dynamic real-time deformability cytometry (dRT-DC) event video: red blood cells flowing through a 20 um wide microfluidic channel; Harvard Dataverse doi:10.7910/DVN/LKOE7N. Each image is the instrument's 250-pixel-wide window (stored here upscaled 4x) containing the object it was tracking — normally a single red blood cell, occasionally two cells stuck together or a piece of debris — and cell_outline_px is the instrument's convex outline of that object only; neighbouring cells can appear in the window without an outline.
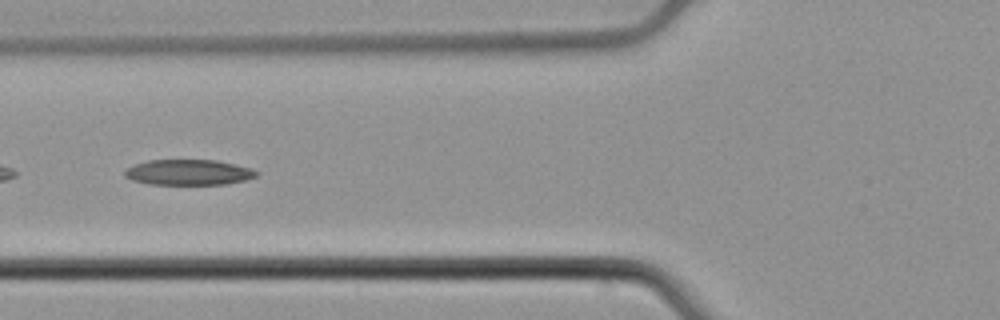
{"species": "common noctule bat (a hibernating species)", "species_latin": "Nyctalus noctula", "temperature_condition": "cold", "stored_images_in_passage": 4, "camera_frame_rate_fps": 3000, "um_per_image_px": 0.085, "animal": {"sex": "male", "body_mass_g": 21.5, "forearm_length_mm": 52.0}, "frame": {"image": 1, "passage_image": 4, "time_ms": 1.0, "image_size_px": [1000, 320], "cell_outline_px": [[260, 172], [256, 176], [244, 180], [224, 184], [148, 184], [132, 180], [124, 176], [124, 172], [128, 168], [136, 164], [148, 160], [216, 160], [252, 168]], "centroid_in_image_um": [16.03, 14.64], "position_along_channel_um": 109.8, "area_um2": 19.48}}